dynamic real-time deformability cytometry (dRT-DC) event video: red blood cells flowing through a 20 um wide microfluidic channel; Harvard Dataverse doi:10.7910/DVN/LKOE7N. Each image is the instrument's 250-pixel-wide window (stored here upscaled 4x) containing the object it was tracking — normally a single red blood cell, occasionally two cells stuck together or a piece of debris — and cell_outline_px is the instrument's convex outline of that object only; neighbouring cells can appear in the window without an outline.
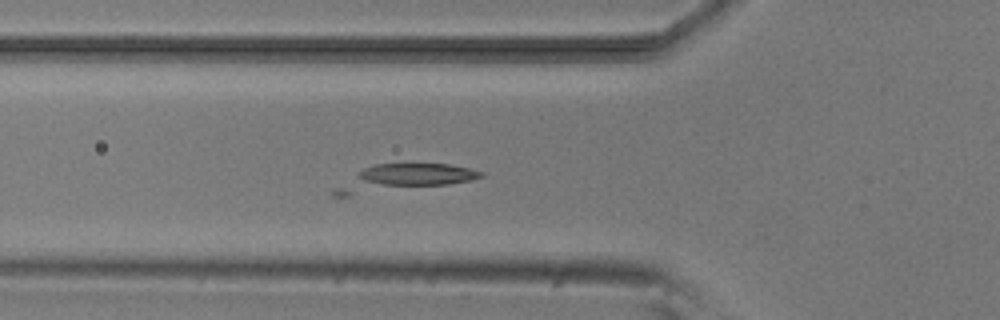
{"species": "common noctule bat (a hibernating species)", "species_latin": "Nyctalus noctula", "temperature_condition": "room temperature", "stored_images_in_passage": 6, "camera_frame_rate_fps": 3000, "um_per_image_px": 0.085, "animal": {"sex": "male", "body_mass_g": 20.5, "forearm_length_mm": 52.5}, "frame": {"image": 1, "passage_image": 6, "time_ms": 5.667, "image_size_px": [1000, 320], "cell_outline_px": [[484, 176], [472, 180], [448, 184], [352, 196], [332, 196], [332, 192], [336, 188], [356, 172], [364, 168], [376, 164], [448, 164], [468, 168], [484, 172]], "centroid_in_image_um": [34.27, 15.14], "position_along_channel_um": 91.5, "area_um2": 22.43}}